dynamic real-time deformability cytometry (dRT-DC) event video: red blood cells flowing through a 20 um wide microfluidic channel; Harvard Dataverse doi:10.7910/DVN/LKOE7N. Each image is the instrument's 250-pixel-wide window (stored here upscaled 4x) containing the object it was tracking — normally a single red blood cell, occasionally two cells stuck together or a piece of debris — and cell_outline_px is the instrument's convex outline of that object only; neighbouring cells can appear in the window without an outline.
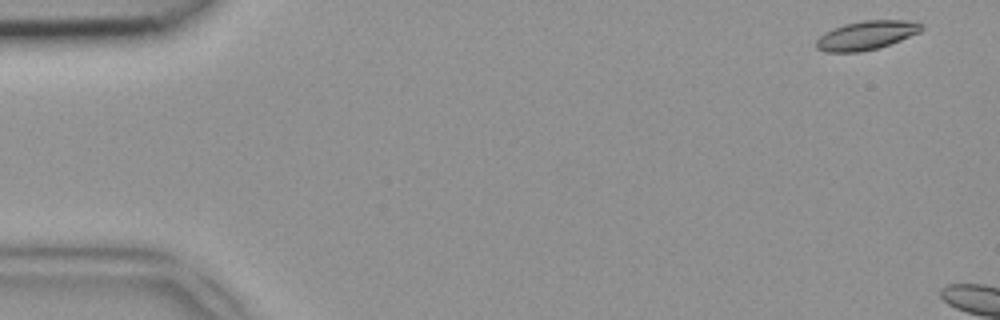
{"species": "common noctule bat (a hibernating species)", "species_latin": "Nyctalus noctula", "temperature_condition": "room temperature", "stored_images_in_passage": 4, "camera_frame_rate_fps": 3000, "um_per_image_px": 0.085, "animal": {"sex": "female", "body_mass_g": 18.4}, "frame": {"image": 1, "passage_image": 1, "time_ms": 0.0, "image_size_px": [1000, 320], "cell_outline_px": [[924, 28], [920, 32], [900, 40], [876, 48], [860, 52], [824, 52], [816, 48], [816, 40], [824, 32], [832, 28], [844, 24], [864, 20], [916, 20], [924, 24]], "centroid_in_image_um": [73.66, 2.98], "position_along_channel_um": 11.3, "area_um2": 17.86}}